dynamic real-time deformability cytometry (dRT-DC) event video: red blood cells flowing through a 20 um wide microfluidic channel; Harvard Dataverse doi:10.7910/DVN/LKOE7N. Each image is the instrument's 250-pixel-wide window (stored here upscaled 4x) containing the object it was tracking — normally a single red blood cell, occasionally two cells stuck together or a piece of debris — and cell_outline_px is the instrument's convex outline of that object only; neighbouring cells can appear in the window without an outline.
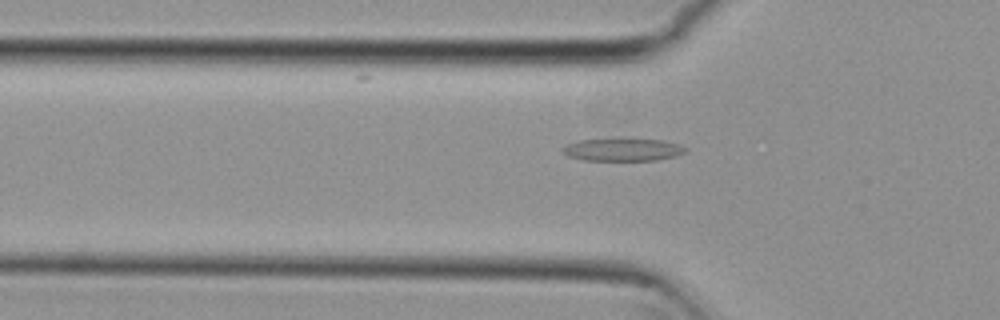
{"species": "common noctule bat (a hibernating species)", "species_latin": "Nyctalus noctula", "temperature_condition": "cold", "stored_images_in_passage": 38, "camera_frame_rate_fps": 3000, "um_per_image_px": 0.085, "animal": {"sex": "female", "body_mass_g": 29.2, "forearm_length_mm": 56.3}, "frame": {"image": 1, "passage_image": 4, "time_ms": 1.0, "image_size_px": [1000, 320], "cell_outline_px": [[688, 148], [684, 152], [676, 156], [656, 160], [584, 160], [568, 156], [560, 148], [568, 144], [580, 140], [616, 136], [624, 136], [660, 140], [680, 144]], "centroid_in_image_um": [52.93, 12.67], "position_along_channel_um": 72.9, "area_um2": 16.99}}
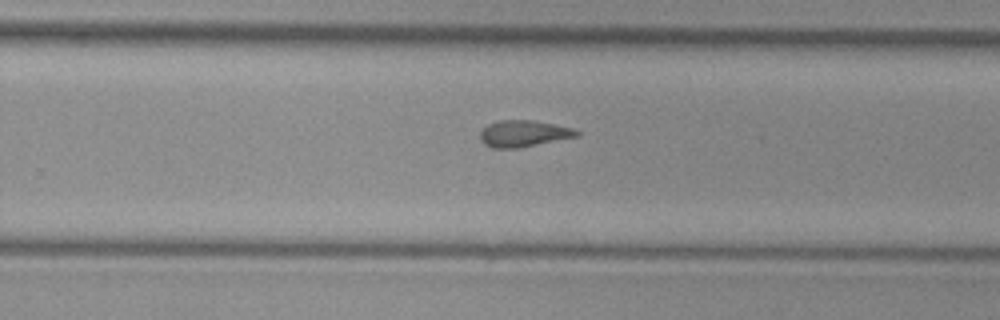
{"frame": {"image": 2, "passage_image": 21, "time_ms": 6.667, "image_size_px": [1000, 320], "cell_outline_px": [[580, 136], [516, 148], [492, 148], [484, 144], [480, 140], [480, 132], [488, 124], [500, 120], [536, 120], [572, 128], [580, 132]], "centroid_in_image_um": [44.5, 11.35], "position_along_channel_um": 285.3, "area_um2": 14.91}}
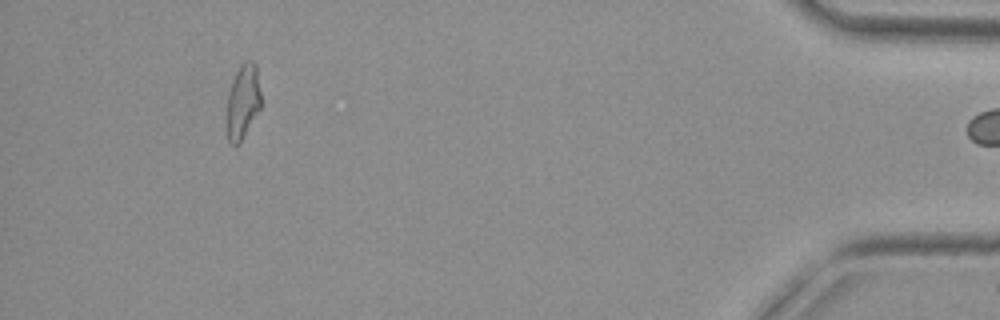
{"frame": {"image": 3, "passage_image": 37, "time_ms": 12.0, "image_size_px": [1000, 320], "cell_outline_px": [[260, 108], [240, 144], [232, 144], [228, 140], [228, 92], [232, 80], [240, 64], [244, 60], [252, 60], [256, 64], [260, 92]], "centroid_in_image_um": [20.66, 8.59], "position_along_channel_um": 414.5, "area_um2": 14.68}}